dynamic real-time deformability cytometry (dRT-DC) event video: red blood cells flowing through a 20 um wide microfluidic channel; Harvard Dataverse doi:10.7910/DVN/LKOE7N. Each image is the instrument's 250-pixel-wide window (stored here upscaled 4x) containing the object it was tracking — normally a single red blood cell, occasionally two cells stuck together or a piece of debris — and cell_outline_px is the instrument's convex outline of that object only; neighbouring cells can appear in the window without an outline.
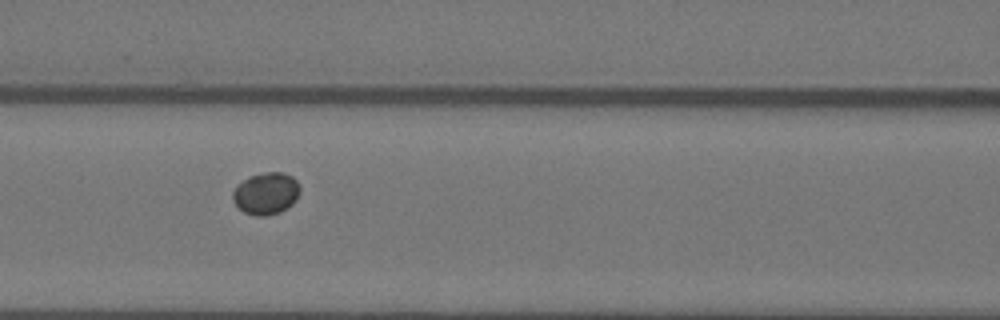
{"species": "Egyptian fruit bat (a non-hibernating species)", "species_latin": "Rousettus aegyptiacus", "temperature_condition": "warm", "stored_images_in_passage": 9, "segment_of_instrument_passage": [1, 2], "camera_frame_rate_fps": 3000, "um_per_image_px": 0.085, "animal": {"sex": "female"}, "frame": {"image": 1, "passage_image": 4, "time_ms": 1.0, "image_size_px": [1000, 320], "cell_outline_px": [[300, 192], [296, 200], [292, 204], [280, 212], [264, 216], [256, 216], [244, 212], [232, 200], [232, 192], [236, 184], [248, 176], [264, 172], [284, 172], [292, 176], [296, 180], [300, 188]], "centroid_in_image_um": [22.6, 16.42], "position_along_channel_um": 144.0, "area_um2": 16.65}}
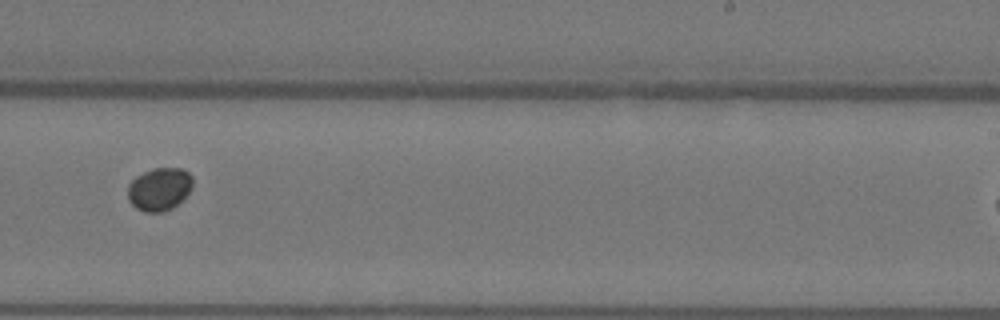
{"frame": {"image": 2, "passage_image": 7, "time_ms": 2.0, "image_size_px": [1000, 320], "cell_outline_px": [[192, 188], [172, 208], [160, 212], [144, 212], [136, 208], [128, 200], [128, 184], [136, 176], [152, 168], [184, 168], [192, 176]], "centroid_in_image_um": [13.53, 16.06], "position_along_channel_um": 275.5, "area_um2": 16.18}}
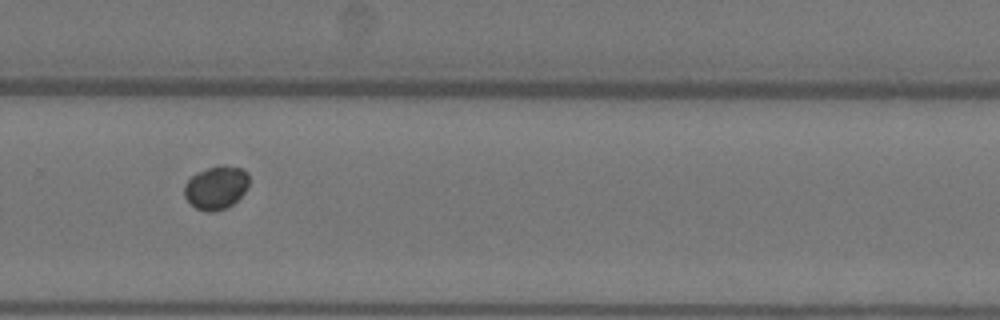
{"frame": {"image": 3, "passage_image": 8, "time_ms": 2.333, "image_size_px": [1000, 320], "cell_outline_px": [[248, 188], [232, 204], [224, 208], [212, 212], [208, 212], [196, 208], [184, 196], [184, 184], [196, 172], [220, 164], [224, 164], [244, 168], [248, 172]], "centroid_in_image_um": [18.38, 15.91], "position_along_channel_um": 311.4, "area_um2": 16.42}}